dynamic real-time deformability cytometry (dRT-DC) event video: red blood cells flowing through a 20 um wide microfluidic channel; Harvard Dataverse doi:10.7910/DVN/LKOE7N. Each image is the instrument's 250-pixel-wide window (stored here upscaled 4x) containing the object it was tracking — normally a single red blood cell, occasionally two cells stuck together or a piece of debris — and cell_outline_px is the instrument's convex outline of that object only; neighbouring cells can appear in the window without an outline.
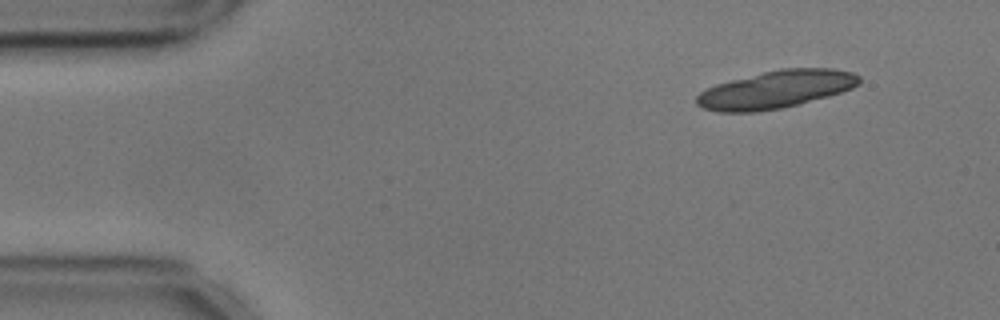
{"species": "common noctule bat (a hibernating species)", "species_latin": "Nyctalus noctula", "temperature_condition": "cold", "stored_images_in_passage": 10, "camera_frame_rate_fps": 3000, "um_per_image_px": 0.085, "animal": {"sex": "male", "body_mass_g": 17.9, "forearm_length_mm": 54.2}, "frame": {"image": 1, "passage_image": 1, "time_ms": 0.0, "image_size_px": [1000, 320], "cell_outline_px": [[860, 84], [852, 88], [828, 96], [800, 104], [780, 108], [756, 112], [720, 112], [704, 108], [696, 104], [696, 96], [700, 92], [716, 84], [780, 68], [832, 68], [852, 72], [860, 76]], "centroid_in_image_um": [65.97, 7.6], "position_along_channel_um": 19.0, "area_um2": 35.55}}